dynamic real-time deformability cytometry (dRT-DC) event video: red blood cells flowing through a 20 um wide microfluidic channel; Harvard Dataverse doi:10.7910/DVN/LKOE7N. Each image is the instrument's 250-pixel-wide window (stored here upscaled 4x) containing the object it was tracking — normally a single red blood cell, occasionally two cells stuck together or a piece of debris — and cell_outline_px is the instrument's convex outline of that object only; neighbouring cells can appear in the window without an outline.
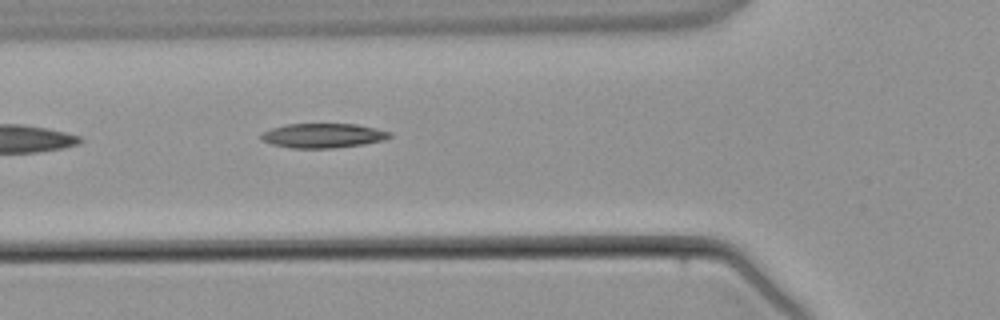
{"species": "common noctule bat (a hibernating species)", "species_latin": "Nyctalus noctula", "temperature_condition": "warm", "stored_images_in_passage": 2, "camera_frame_rate_fps": 3000, "um_per_image_px": 0.085, "animal": {"sex": "male", "body_mass_g": 21.5, "forearm_length_mm": 52.0}, "frame": {"image": 1, "passage_image": 2, "time_ms": 1.333, "image_size_px": [1000, 320], "cell_outline_px": [[392, 136], [384, 140], [364, 144], [332, 148], [292, 148], [272, 144], [260, 140], [260, 136], [264, 132], [272, 128], [284, 124], [356, 124], [376, 128], [392, 132]], "centroid_in_image_um": [27.47, 11.52], "position_along_channel_um": 98.3, "area_um2": 18.38}}